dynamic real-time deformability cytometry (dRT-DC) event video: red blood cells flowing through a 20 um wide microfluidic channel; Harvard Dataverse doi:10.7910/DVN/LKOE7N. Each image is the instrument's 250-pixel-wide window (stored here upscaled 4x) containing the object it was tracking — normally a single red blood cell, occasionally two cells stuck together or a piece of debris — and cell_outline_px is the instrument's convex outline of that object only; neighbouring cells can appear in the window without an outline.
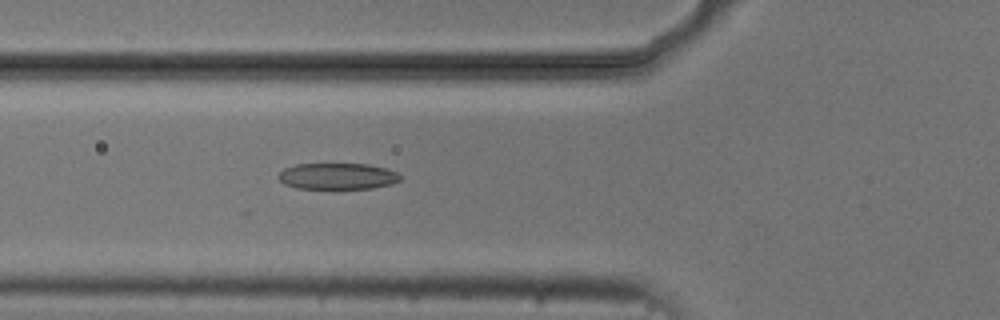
{"species": "common noctule bat (a hibernating species)", "species_latin": "Nyctalus noctula", "temperature_condition": "cold", "stored_images_in_passage": 4, "camera_frame_rate_fps": 3000, "um_per_image_px": 0.085, "animal": {"sex": "male", "body_mass_g": 20.5, "forearm_length_mm": 52.5}, "frame": {"image": 1, "passage_image": 4, "time_ms": 4.333, "image_size_px": [1000, 320], "cell_outline_px": [[400, 180], [392, 184], [372, 188], [336, 192], [296, 188], [284, 184], [276, 176], [284, 168], [296, 164], [368, 164], [384, 168], [396, 172], [400, 176]], "centroid_in_image_um": [28.64, 15.04], "position_along_channel_um": 97.2, "area_um2": 19.65}}